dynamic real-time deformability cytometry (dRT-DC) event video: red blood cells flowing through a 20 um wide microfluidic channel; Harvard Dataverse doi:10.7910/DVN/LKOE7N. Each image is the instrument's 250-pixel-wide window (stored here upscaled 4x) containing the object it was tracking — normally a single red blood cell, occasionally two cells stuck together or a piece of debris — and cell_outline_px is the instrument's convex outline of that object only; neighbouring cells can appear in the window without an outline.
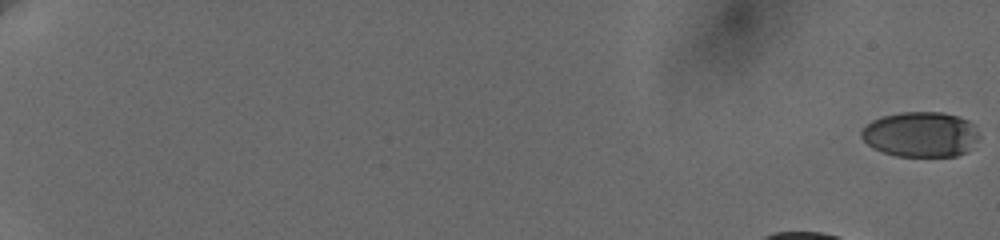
{"species": "human", "species_latin": "Homo sapiens", "temperature_condition": "cold", "stored_images_in_passage": 67, "camera_frame_rate_fps": 3000, "um_per_image_px": 0.085, "donor": {"sex": "female"}, "frame": {"image": 1, "passage_image": 1, "time_ms": 0.0, "image_size_px": [1000, 240], "cell_outline_px": [[980, 136], [968, 152], [956, 156], [896, 156], [872, 148], [860, 136], [860, 132], [872, 120], [880, 116], [900, 112], [940, 112], [956, 116], [968, 120], [972, 124]], "centroid_in_image_um": [78.25, 11.42], "position_along_channel_um": 6.8, "area_um2": 31.1}}
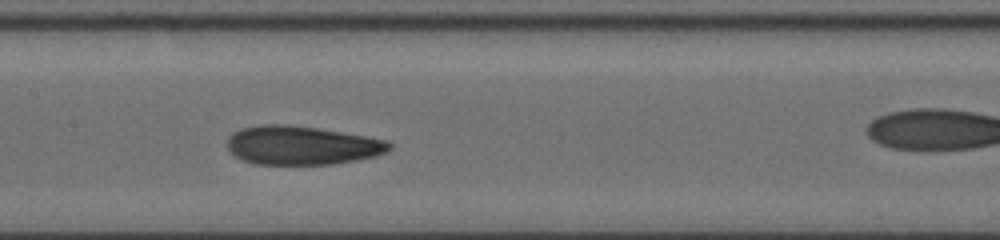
{"frame": {"image": 2, "passage_image": 37, "time_ms": 10.0, "image_size_px": [1000, 240], "cell_outline_px": [[392, 148], [388, 152], [376, 156], [356, 160], [332, 164], [256, 164], [244, 160], [236, 156], [228, 148], [228, 136], [232, 132], [240, 128], [264, 124], [276, 124], [316, 128], [364, 136], [384, 140], [392, 144]], "centroid_in_image_um": [25.65, 12.36], "position_along_channel_um": 181.8, "area_um2": 36.3}}
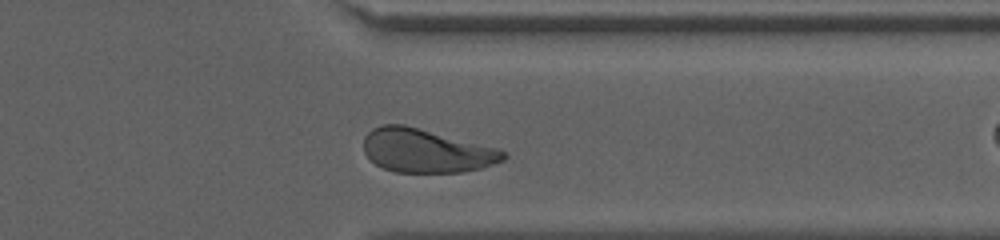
{"frame": {"image": 3, "passage_image": 60, "time_ms": 15.333, "image_size_px": [1000, 240], "cell_outline_px": [[508, 156], [504, 160], [480, 168], [460, 172], [396, 172], [384, 168], [376, 164], [364, 152], [364, 136], [372, 128], [380, 124], [404, 124], [500, 148], [508, 152]], "centroid_in_image_um": [36.25, 12.79], "position_along_channel_um": 375.2, "area_um2": 35.72}, "authors_computed_cell_mechanics": {"area_um2": 35.6626, "velocity_mm_per_s": 3.6365, "shape_relaxation_time_tau1_ms": 5.8556, "shape_relaxation_time_tau2_ms": 1.8631, "deformation_change_tau1": 0.1706, "deformation_change_tau2": 0.0834}}